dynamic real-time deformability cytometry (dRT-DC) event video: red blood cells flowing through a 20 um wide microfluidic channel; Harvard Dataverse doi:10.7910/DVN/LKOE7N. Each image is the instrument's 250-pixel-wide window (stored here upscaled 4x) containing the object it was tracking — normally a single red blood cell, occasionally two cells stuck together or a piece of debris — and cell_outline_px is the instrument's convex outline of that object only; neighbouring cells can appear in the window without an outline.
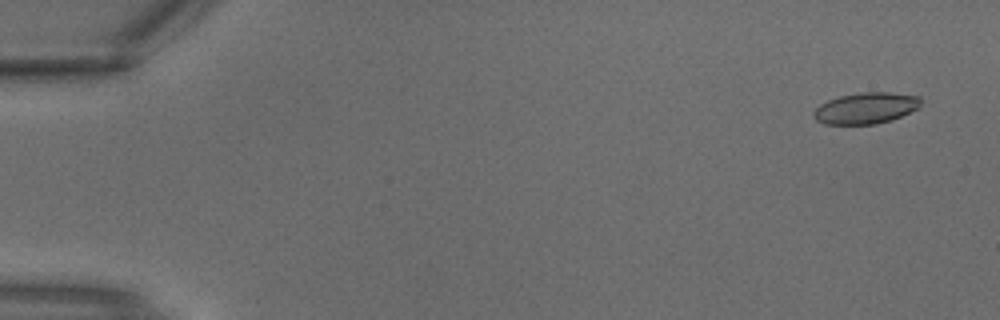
{"species": "common noctule bat (a hibernating species)", "species_latin": "Nyctalus noctula", "temperature_condition": "warm", "stored_images_in_passage": 3, "camera_frame_rate_fps": 3000, "um_per_image_px": 0.085, "animal": {"sex": "male", "body_mass_g": 18.8}, "frame": {"image": 1, "passage_image": 1, "time_ms": 0.0, "image_size_px": [1000, 320], "cell_outline_px": [[920, 108], [900, 116], [876, 124], [824, 124], [816, 120], [812, 116], [812, 112], [820, 104], [828, 100], [840, 96], [860, 92], [892, 92], [920, 96]], "centroid_in_image_um": [73.58, 9.18], "position_along_channel_um": 11.4, "area_um2": 19.54}}
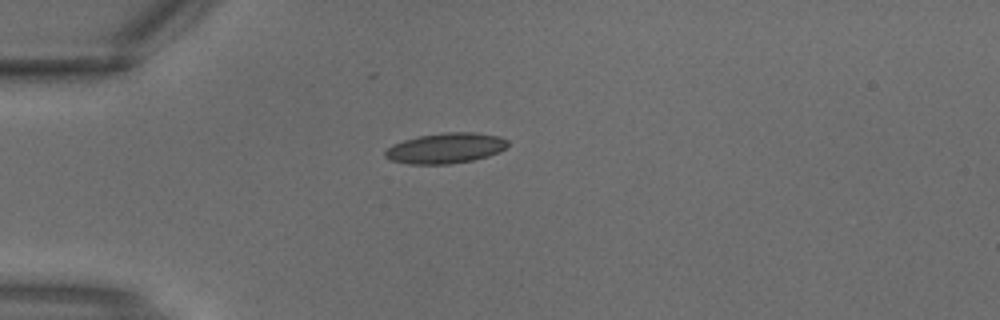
{"frame": {"image": 2, "passage_image": 3, "time_ms": 0.667, "image_size_px": [1000, 320], "cell_outline_px": [[508, 144], [500, 152], [488, 156], [472, 160], [448, 164], [408, 164], [388, 160], [384, 156], [384, 152], [392, 144], [404, 140], [420, 136], [444, 132], [476, 132], [500, 136], [508, 140]], "centroid_in_image_um": [37.87, 12.59], "position_along_channel_um": 47.1, "area_um2": 21.85}}